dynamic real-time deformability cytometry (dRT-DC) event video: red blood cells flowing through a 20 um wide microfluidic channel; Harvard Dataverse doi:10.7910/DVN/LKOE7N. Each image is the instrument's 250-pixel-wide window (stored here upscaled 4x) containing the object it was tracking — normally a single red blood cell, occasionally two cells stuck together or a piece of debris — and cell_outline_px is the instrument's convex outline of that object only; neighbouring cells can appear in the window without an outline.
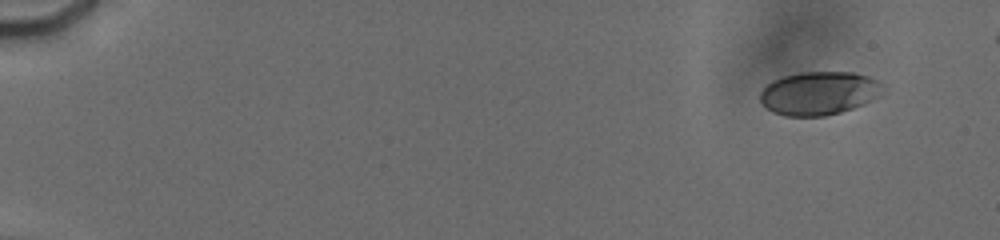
{"species": "human", "species_latin": "Homo sapiens", "temperature_condition": "cold", "stored_images_in_passage": 51, "segment_of_instrument_passage": [1, 2], "camera_frame_rate_fps": 3000, "um_per_image_px": 0.085, "donor": {"sex": "male"}, "frame": {"image": 1, "passage_image": 5, "time_ms": 1.333, "image_size_px": [1000, 240], "cell_outline_px": [[880, 84], [876, 96], [872, 100], [864, 104], [840, 112], [824, 116], [784, 116], [772, 112], [760, 100], [760, 92], [772, 80], [784, 76], [800, 72], [852, 72], [868, 76], [876, 80]], "centroid_in_image_um": [69.55, 7.92], "position_along_channel_um": 15.5, "area_um2": 30.58}}
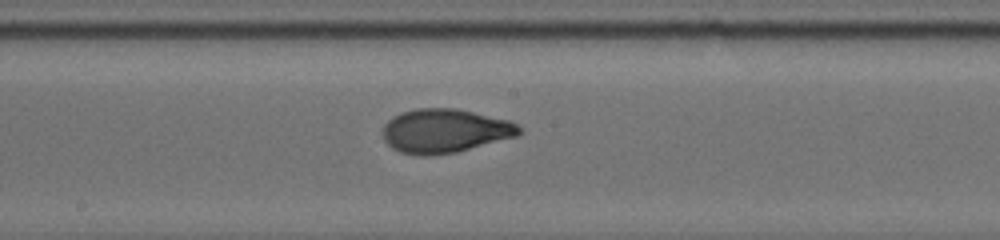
{"frame": {"image": 2, "passage_image": 30, "time_ms": 10.667, "image_size_px": [1000, 240], "cell_outline_px": [[520, 132], [516, 136], [456, 152], [424, 156], [420, 156], [400, 152], [392, 148], [384, 140], [384, 124], [392, 116], [400, 112], [416, 108], [456, 108], [508, 120], [516, 124], [520, 128]], "centroid_in_image_um": [37.76, 11.12], "position_along_channel_um": 210.4, "area_um2": 34.68}}
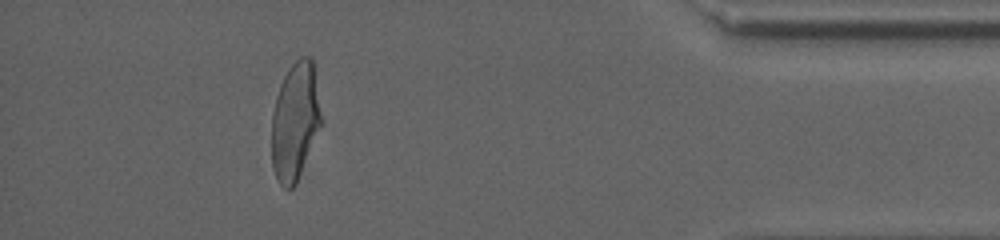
{"frame": {"image": 3, "passage_image": 46, "time_ms": 17.0, "image_size_px": [1000, 240], "cell_outline_px": [[320, 124], [296, 184], [292, 188], [284, 188], [280, 184], [276, 176], [272, 164], [272, 116], [276, 96], [280, 84], [288, 68], [300, 56], [308, 56], [312, 60], [320, 116]], "centroid_in_image_um": [25.04, 10.31], "position_along_channel_um": 410.2, "area_um2": 33.0}}